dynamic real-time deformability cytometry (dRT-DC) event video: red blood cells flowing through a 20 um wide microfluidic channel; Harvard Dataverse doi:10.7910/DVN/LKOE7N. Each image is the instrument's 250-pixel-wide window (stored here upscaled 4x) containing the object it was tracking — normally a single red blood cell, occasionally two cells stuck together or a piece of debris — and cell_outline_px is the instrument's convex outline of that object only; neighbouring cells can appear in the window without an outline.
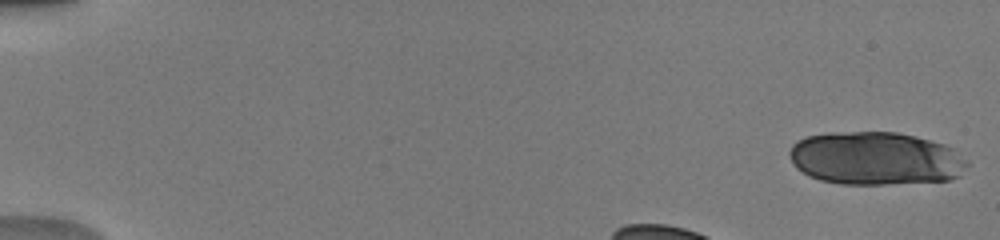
{"species": "human", "species_latin": "Homo sapiens", "temperature_condition": "warm", "stored_images_in_passage": 14, "camera_frame_rate_fps": 3000, "um_per_image_px": 0.085, "donor": {"sex": "male"}, "frame": {"image": 1, "passage_image": 1, "time_ms": 0.0, "image_size_px": [1000, 240], "cell_outline_px": [[972, 164], [960, 176], [948, 180], [884, 184], [840, 184], [820, 180], [808, 176], [796, 168], [788, 152], [792, 144], [796, 140], [808, 136], [832, 132], [896, 132], [916, 136], [944, 144], [952, 148], [968, 160]], "centroid_in_image_um": [74.44, 13.47], "position_along_channel_um": 10.6, "area_um2": 55.49}}
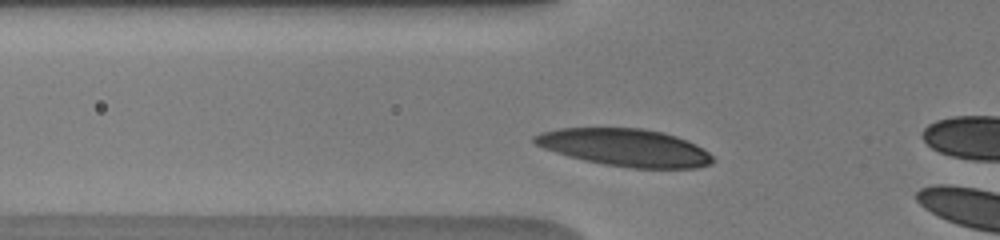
{"frame": {"image": 2, "passage_image": 12, "time_ms": 3.667, "image_size_px": [1000, 240], "cell_outline_px": [[712, 164], [696, 168], [632, 168], [604, 164], [568, 156], [544, 148], [536, 144], [532, 140], [532, 136], [540, 132], [560, 128], [640, 128], [664, 132], [688, 140], [696, 144], [708, 152], [712, 156]], "centroid_in_image_um": [53.14, 12.53], "position_along_channel_um": 72.7, "area_um2": 38.84}}